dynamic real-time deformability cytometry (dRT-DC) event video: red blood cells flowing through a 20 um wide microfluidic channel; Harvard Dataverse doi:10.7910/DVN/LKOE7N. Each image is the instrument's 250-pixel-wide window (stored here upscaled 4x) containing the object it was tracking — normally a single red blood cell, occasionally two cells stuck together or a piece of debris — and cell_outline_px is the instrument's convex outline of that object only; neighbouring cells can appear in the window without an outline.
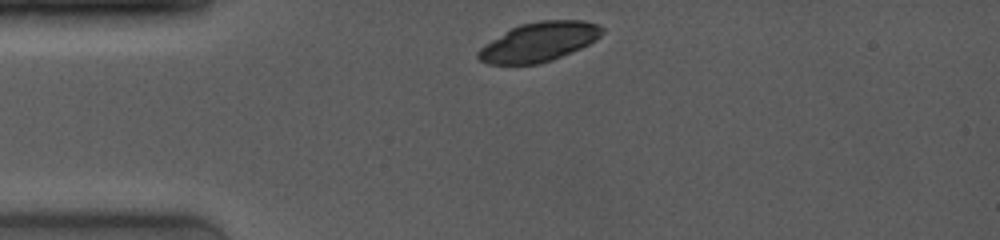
{"species": "common noctule bat (a hibernating species)", "species_latin": "Nyctalus noctula", "temperature_condition": "room temperature", "stored_images_in_passage": 2, "camera_frame_rate_fps": 4000, "um_per_image_px": 0.085, "animal": {"sex": "female", "body_mass_g": 19.0, "forearm_length_mm": 53.3}, "frame": {"image": 1, "passage_image": 1, "time_ms": 0.0, "image_size_px": [1000, 240], "cell_outline_px": [[604, 32], [596, 40], [580, 48], [552, 60], [540, 64], [488, 64], [480, 60], [476, 56], [476, 52], [484, 44], [512, 28], [520, 24], [540, 20], [584, 20], [596, 24], [604, 28]], "centroid_in_image_um": [45.81, 3.56], "position_along_channel_um": 39.2, "area_um2": 28.26}}